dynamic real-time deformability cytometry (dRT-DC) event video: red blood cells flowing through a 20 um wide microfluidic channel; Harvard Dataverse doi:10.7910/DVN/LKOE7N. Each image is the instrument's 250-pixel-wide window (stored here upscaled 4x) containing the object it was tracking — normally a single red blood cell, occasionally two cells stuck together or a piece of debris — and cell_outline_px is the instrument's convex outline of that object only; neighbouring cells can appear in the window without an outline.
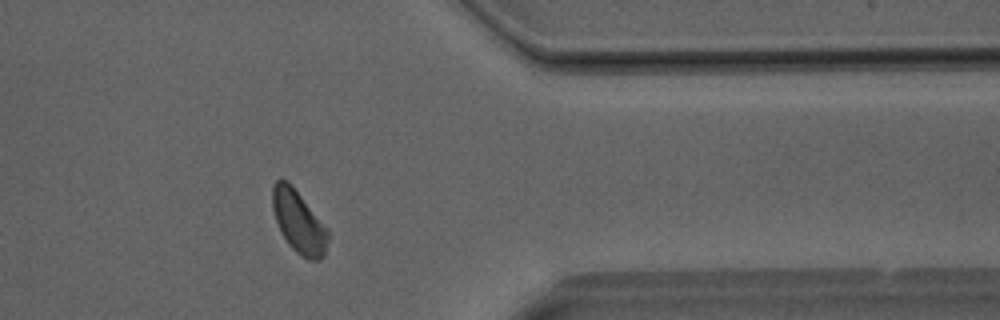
{"species": "Egyptian fruit bat (a non-hibernating species)", "species_latin": "Rousettus aegyptiacus", "temperature_condition": "room temperature", "stored_images_in_passage": 28, "camera_frame_rate_fps": 3000, "um_per_image_px": 0.085, "animal": {"sex": "male"}, "frame": {"image": 1, "passage_image": 20, "time_ms": 6.333, "image_size_px": [1000, 320], "cell_outline_px": [[328, 240], [324, 256], [320, 260], [308, 260], [296, 252], [288, 244], [280, 232], [272, 208], [272, 184], [280, 176], [288, 180], [292, 184], [328, 228]], "centroid_in_image_um": [25.37, 18.81], "position_along_channel_um": 386.0, "area_um2": 20.63}}